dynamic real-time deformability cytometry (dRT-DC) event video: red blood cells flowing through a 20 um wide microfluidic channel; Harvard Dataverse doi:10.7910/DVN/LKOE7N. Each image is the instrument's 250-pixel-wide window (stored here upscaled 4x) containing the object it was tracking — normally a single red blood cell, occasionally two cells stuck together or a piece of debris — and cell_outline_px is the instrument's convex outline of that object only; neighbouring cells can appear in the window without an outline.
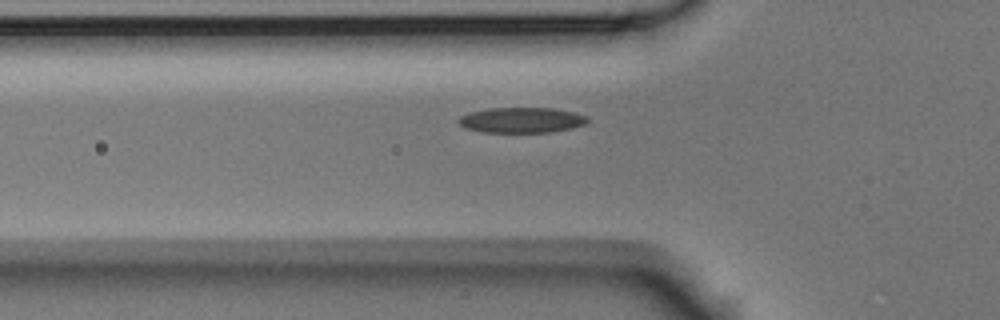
{"species": "Egyptian fruit bat (a non-hibernating species)", "species_latin": "Rousettus aegyptiacus", "temperature_condition": "room temperature", "stored_images_in_passage": 4, "camera_frame_rate_fps": 3000, "um_per_image_px": 0.085, "animal": {"sex": "male"}, "frame": {"image": 1, "passage_image": 4, "time_ms": 1.0, "image_size_px": [1000, 320], "cell_outline_px": [[588, 120], [584, 124], [572, 128], [552, 132], [484, 132], [464, 128], [456, 120], [460, 116], [468, 112], [488, 108], [552, 108], [572, 112], [588, 116]], "centroid_in_image_um": [44.29, 10.2], "position_along_channel_um": 81.5, "area_um2": 19.13}}